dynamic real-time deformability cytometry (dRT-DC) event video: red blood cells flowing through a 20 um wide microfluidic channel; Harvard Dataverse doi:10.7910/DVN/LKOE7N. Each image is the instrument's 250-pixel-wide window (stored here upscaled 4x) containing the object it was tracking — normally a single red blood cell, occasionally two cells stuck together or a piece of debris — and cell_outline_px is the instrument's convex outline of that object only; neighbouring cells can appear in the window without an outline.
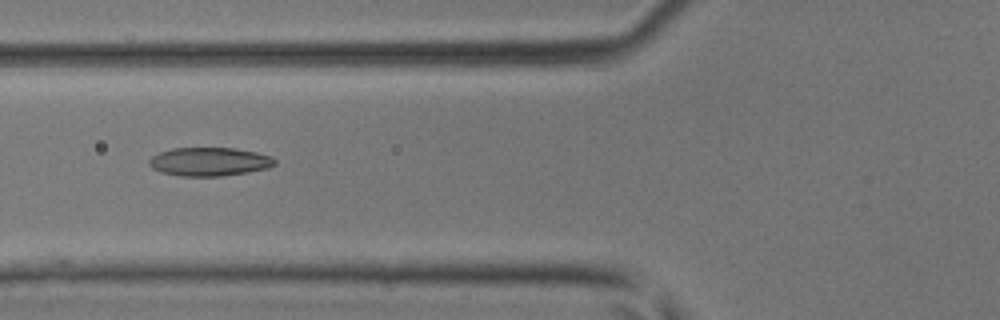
{"species": "common noctule bat (a hibernating species)", "species_latin": "Nyctalus noctula", "temperature_condition": "room temperature", "stored_images_in_passage": 43, "camera_frame_rate_fps": 3000, "um_per_image_px": 0.085, "animal": {"sex": "male", "body_mass_g": 17.9, "forearm_length_mm": 54.2}, "frame": {"image": 1, "passage_image": 18, "time_ms": 5.667, "image_size_px": [1000, 320], "cell_outline_px": [[276, 164], [268, 168], [248, 172], [220, 176], [180, 176], [160, 172], [152, 168], [148, 164], [148, 160], [152, 156], [160, 152], [172, 148], [236, 148], [256, 152], [272, 156], [276, 160]], "centroid_in_image_um": [17.8, 13.74], "position_along_channel_um": 108.0, "area_um2": 21.04}}
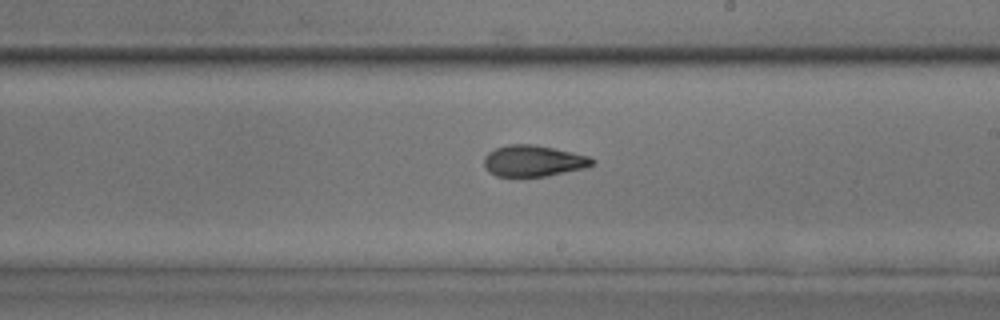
{"frame": {"image": 2, "passage_image": 27, "time_ms": 8.667, "image_size_px": [1000, 320], "cell_outline_px": [[596, 164], [584, 168], [544, 176], [496, 176], [488, 172], [484, 168], [484, 156], [488, 152], [496, 148], [508, 144], [532, 144], [572, 152], [588, 156], [596, 160]], "centroid_in_image_um": [45.31, 13.67], "position_along_channel_um": 243.7, "area_um2": 19.65}}
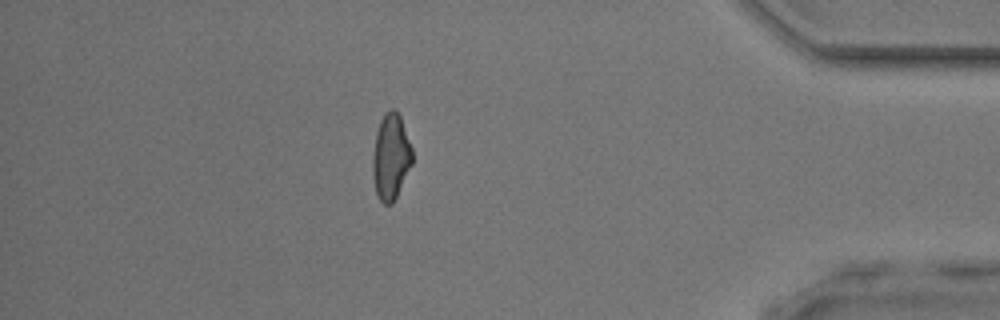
{"frame": {"image": 3, "passage_image": 40, "time_ms": 13.0, "image_size_px": [1000, 320], "cell_outline_px": [[412, 164], [392, 204], [384, 204], [380, 200], [376, 192], [372, 172], [372, 156], [376, 132], [380, 120], [384, 112], [392, 108], [400, 116], [412, 148]], "centroid_in_image_um": [33.2, 13.31], "position_along_channel_um": 402.0, "area_um2": 19.71}}